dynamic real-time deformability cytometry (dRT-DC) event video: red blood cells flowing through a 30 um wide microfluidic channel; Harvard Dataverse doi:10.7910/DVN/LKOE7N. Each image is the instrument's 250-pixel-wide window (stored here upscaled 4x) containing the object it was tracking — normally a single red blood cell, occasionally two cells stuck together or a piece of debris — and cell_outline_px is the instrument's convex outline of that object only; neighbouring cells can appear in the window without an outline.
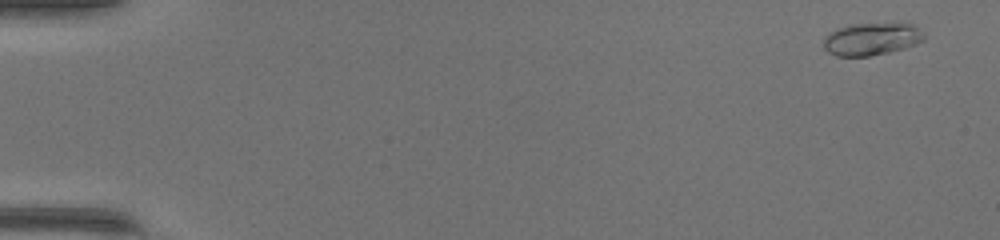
{"species": "common noctule bat (a hibernating species)", "species_latin": "Nyctalus noctula", "temperature_condition": "warm", "stored_images_in_passage": 50, "camera_frame_rate_fps": 3000, "um_per_image_px": 0.085, "animal": {"sex": "female", "body_mass_g": 17.0, "forearm_length_mm": 48.0}, "frame": {"image": 1, "passage_image": 3, "time_ms": 0.667, "image_size_px": [1000, 240], "cell_outline_px": [[924, 40], [916, 44], [904, 48], [888, 52], [868, 56], [836, 56], [828, 52], [824, 48], [824, 36], [828, 32], [852, 24], [912, 24], [924, 32]], "centroid_in_image_um": [74.07, 3.32], "position_along_channel_um": 10.9, "area_um2": 18.84}}
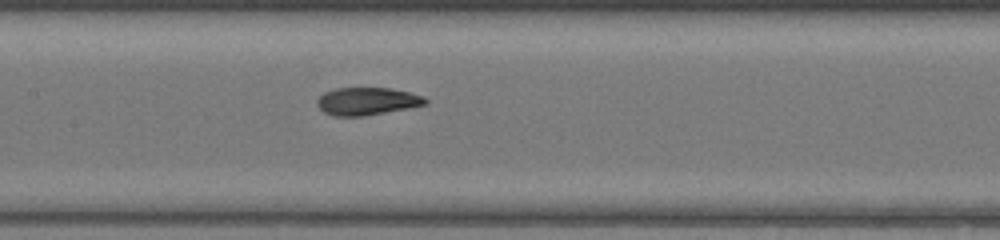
{"frame": {"image": 2, "passage_image": 26, "time_ms": 8.333, "image_size_px": [1000, 240], "cell_outline_px": [[428, 104], [408, 108], [364, 116], [332, 116], [324, 112], [316, 104], [316, 100], [324, 92], [336, 88], [392, 88], [424, 96], [428, 100]], "centroid_in_image_um": [31.2, 8.6], "position_along_channel_um": 176.2, "area_um2": 17.51}}
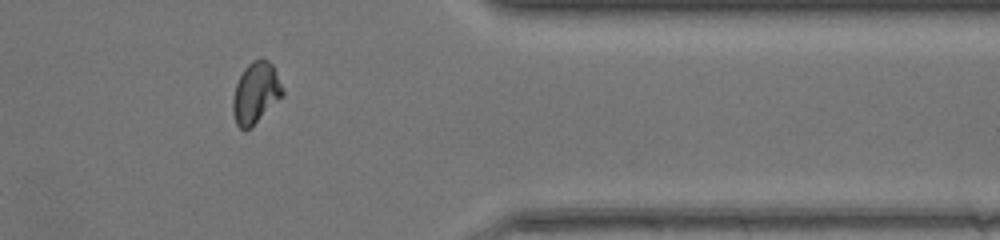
{"frame": {"image": 3, "passage_image": 42, "time_ms": 13.667, "image_size_px": [1000, 240], "cell_outline_px": [[284, 92], [252, 128], [244, 132], [236, 124], [232, 112], [232, 100], [236, 84], [244, 68], [252, 60], [260, 56], [268, 60], [272, 64], [284, 88]], "centroid_in_image_um": [21.71, 7.89], "position_along_channel_um": 389.7, "area_um2": 17.92}, "authors_computed_cell_mechanics": {"area_um2": 17.629, "velocity_mm_per_s": 4.271, "shape_relaxation_time_tau1_ms": 6.4932, "shape_relaxation_time_tau2_ms": 1.0367, "deformation_change_tau1": 0.1828, "deformation_change_tau2": 0.0545}}